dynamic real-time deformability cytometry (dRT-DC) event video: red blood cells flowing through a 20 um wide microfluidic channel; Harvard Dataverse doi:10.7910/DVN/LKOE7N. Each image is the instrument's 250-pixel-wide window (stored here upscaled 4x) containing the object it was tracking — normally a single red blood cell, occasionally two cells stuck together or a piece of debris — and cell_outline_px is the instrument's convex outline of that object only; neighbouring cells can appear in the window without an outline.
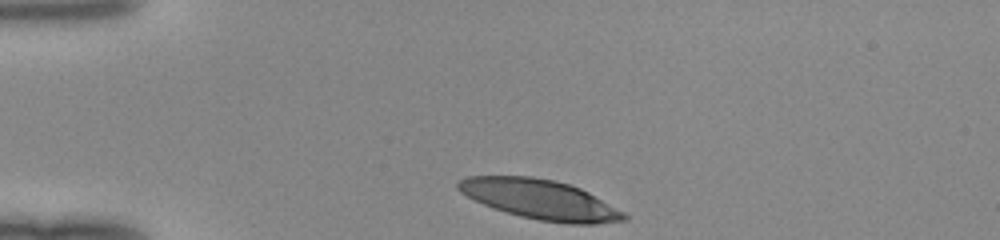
{"species": "human", "species_latin": "Homo sapiens", "temperature_condition": "room temperature", "stored_images_in_passage": 31, "camera_frame_rate_fps": 3000, "um_per_image_px": 0.085, "donor": {"sex": "female"}, "frame": {"image": 1, "passage_image": 1, "time_ms": 0.0, "image_size_px": [1000, 240], "cell_outline_px": [[628, 220], [596, 224], [568, 224], [540, 220], [520, 216], [484, 204], [460, 192], [456, 188], [456, 184], [460, 180], [468, 176], [532, 176], [556, 180], [580, 188], [588, 192], [624, 212], [628, 216]], "centroid_in_image_um": [45.93, 16.95], "position_along_channel_um": 39.1, "area_um2": 38.09}}
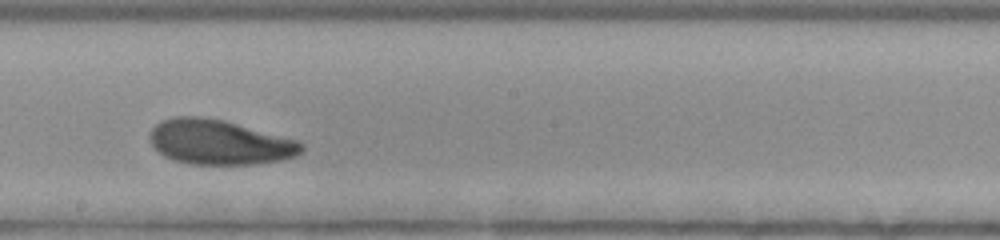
{"frame": {"image": 2, "passage_image": 18, "time_ms": 5.667, "image_size_px": [1000, 240], "cell_outline_px": [[304, 148], [296, 156], [280, 160], [256, 164], [192, 164], [176, 160], [164, 156], [152, 144], [148, 136], [152, 128], [160, 120], [172, 116], [200, 116], [224, 120], [296, 140], [304, 144]], "centroid_in_image_um": [18.62, 12.07], "position_along_channel_um": 229.6, "area_um2": 39.48}}
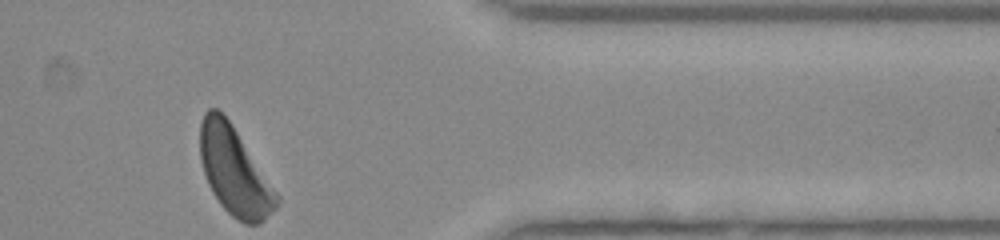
{"frame": {"image": 3, "passage_image": 31, "time_ms": 10.0, "image_size_px": [1000, 240], "cell_outline_px": [[280, 204], [260, 224], [244, 224], [236, 220], [220, 204], [212, 192], [208, 184], [200, 160], [200, 124], [204, 112], [208, 108], [216, 108], [232, 124], [280, 196]], "centroid_in_image_um": [19.93, 14.57], "position_along_channel_um": 391.5, "area_um2": 39.25}}